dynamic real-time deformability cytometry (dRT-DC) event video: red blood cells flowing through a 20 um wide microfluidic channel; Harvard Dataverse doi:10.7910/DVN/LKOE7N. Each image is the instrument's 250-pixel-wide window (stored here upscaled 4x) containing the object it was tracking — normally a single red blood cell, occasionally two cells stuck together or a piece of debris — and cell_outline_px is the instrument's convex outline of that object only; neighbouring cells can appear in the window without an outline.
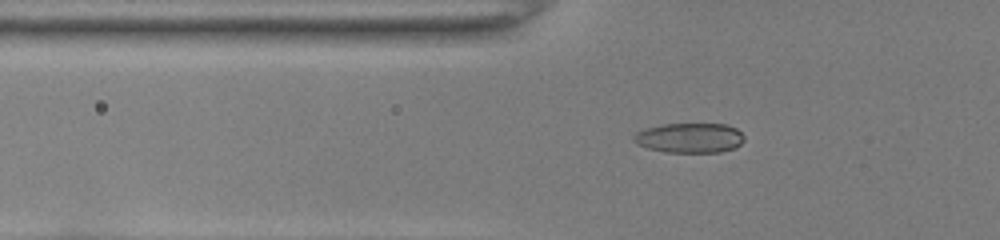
{"species": "common noctule bat (a hibernating species)", "species_latin": "Nyctalus noctula", "temperature_condition": "room temperature", "stored_images_in_passage": 53, "camera_frame_rate_fps": 3000, "um_per_image_px": 0.085, "animal": {"sex": "female", "body_mass_g": 22.0, "forearm_length_mm": 56.7}, "frame": {"image": 1, "passage_image": 20, "time_ms": 6.333, "image_size_px": [1000, 240], "cell_outline_px": [[744, 140], [740, 144], [732, 148], [720, 152], [664, 152], [648, 148], [636, 144], [632, 140], [632, 136], [636, 132], [644, 128], [664, 124], [724, 124], [736, 128], [744, 136]], "centroid_in_image_um": [58.57, 11.72], "position_along_channel_um": 67.2, "area_um2": 19.25}}
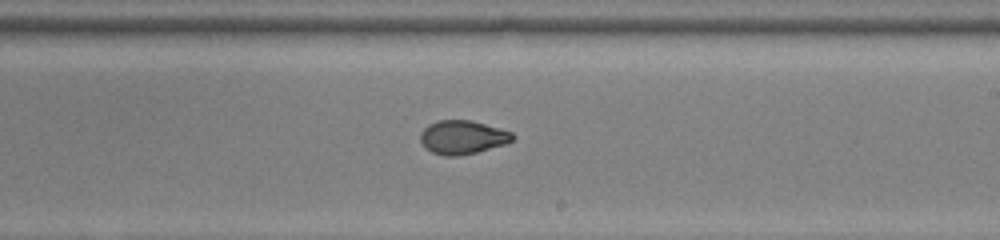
{"frame": {"image": 2, "passage_image": 34, "time_ms": 11.0, "image_size_px": [1000, 240], "cell_outline_px": [[516, 136], [512, 140], [504, 144], [476, 152], [460, 156], [444, 156], [432, 152], [424, 148], [420, 140], [420, 132], [428, 124], [436, 120], [472, 120], [500, 128], [512, 132]], "centroid_in_image_um": [39.29, 11.66], "position_along_channel_um": 249.7, "area_um2": 18.26}}
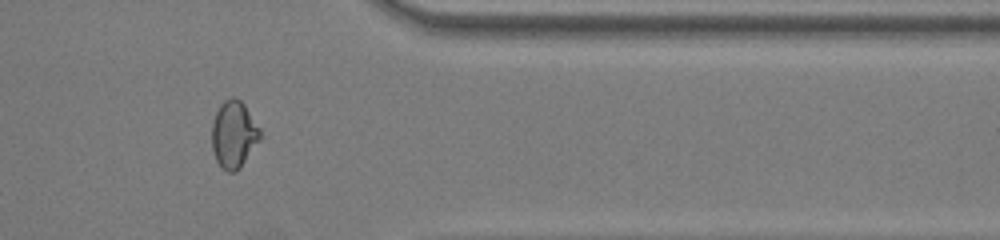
{"frame": {"image": 3, "passage_image": 45, "time_ms": 14.667, "image_size_px": [1000, 240], "cell_outline_px": [[260, 140], [240, 168], [236, 172], [228, 172], [216, 160], [212, 148], [212, 124], [216, 112], [220, 104], [224, 100], [232, 96], [240, 100], [244, 104], [260, 128]], "centroid_in_image_um": [19.87, 11.41], "position_along_channel_um": 391.5, "area_um2": 18.79}}